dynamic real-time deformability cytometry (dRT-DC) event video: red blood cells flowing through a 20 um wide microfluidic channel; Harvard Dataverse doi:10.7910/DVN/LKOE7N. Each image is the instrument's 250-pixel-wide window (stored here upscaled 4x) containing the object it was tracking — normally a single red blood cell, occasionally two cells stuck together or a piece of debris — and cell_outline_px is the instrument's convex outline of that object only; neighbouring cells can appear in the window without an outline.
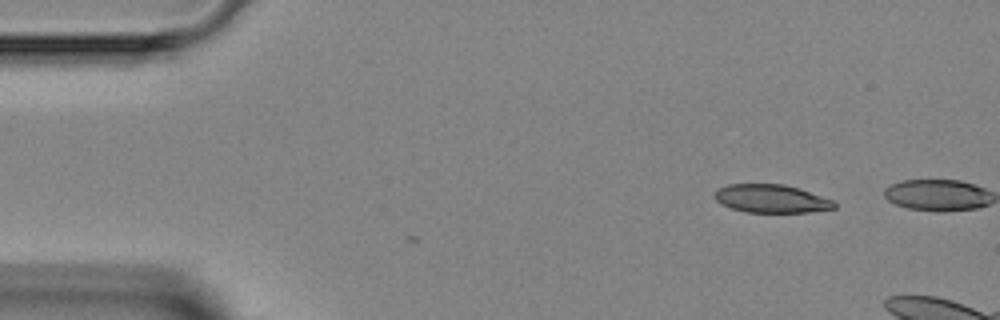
{"species": "Egyptian fruit bat (a non-hibernating species)", "species_latin": "Rousettus aegyptiacus", "temperature_condition": "room temperature", "stored_images_in_passage": 3, "camera_frame_rate_fps": 3000, "um_per_image_px": 0.085, "animal": {"sex": "female"}, "frame": {"image": 1, "passage_image": 1, "time_ms": 0.0, "image_size_px": [1000, 320], "cell_outline_px": [[836, 208], [808, 212], [744, 212], [720, 204], [712, 196], [716, 188], [728, 184], [784, 184], [800, 188], [836, 200]], "centroid_in_image_um": [65.56, 16.88], "position_along_channel_um": 19.4, "area_um2": 20.06}}